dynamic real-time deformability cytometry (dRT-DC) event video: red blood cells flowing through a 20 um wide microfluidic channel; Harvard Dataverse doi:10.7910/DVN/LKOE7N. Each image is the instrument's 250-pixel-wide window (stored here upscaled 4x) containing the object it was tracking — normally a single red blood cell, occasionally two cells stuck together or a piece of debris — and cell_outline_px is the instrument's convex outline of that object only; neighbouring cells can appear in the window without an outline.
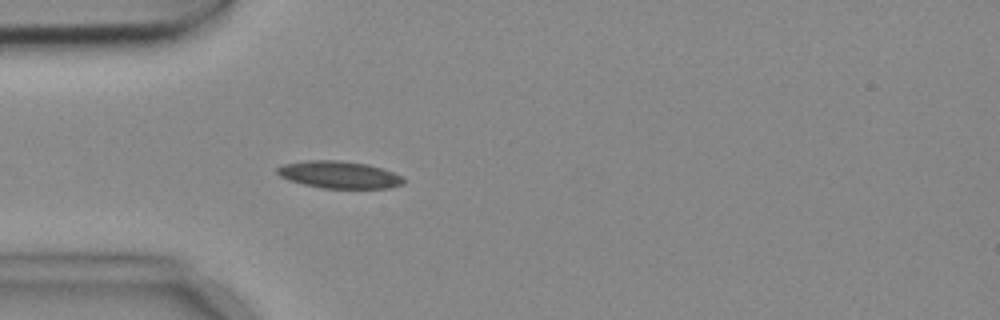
{"species": "common noctule bat (a hibernating species)", "species_latin": "Nyctalus noctula", "temperature_condition": "cold", "stored_images_in_passage": 5, "camera_frame_rate_fps": 3000, "um_per_image_px": 0.085, "animal": {"sex": "female", "body_mass_g": 18.4}, "frame": {"image": 1, "passage_image": 5, "time_ms": 1.333, "image_size_px": [1000, 320], "cell_outline_px": [[404, 184], [392, 188], [320, 188], [288, 180], [280, 176], [276, 172], [276, 168], [284, 164], [308, 160], [336, 160], [368, 164], [404, 176]], "centroid_in_image_um": [28.84, 14.85], "position_along_channel_um": 56.2, "area_um2": 20.06}}